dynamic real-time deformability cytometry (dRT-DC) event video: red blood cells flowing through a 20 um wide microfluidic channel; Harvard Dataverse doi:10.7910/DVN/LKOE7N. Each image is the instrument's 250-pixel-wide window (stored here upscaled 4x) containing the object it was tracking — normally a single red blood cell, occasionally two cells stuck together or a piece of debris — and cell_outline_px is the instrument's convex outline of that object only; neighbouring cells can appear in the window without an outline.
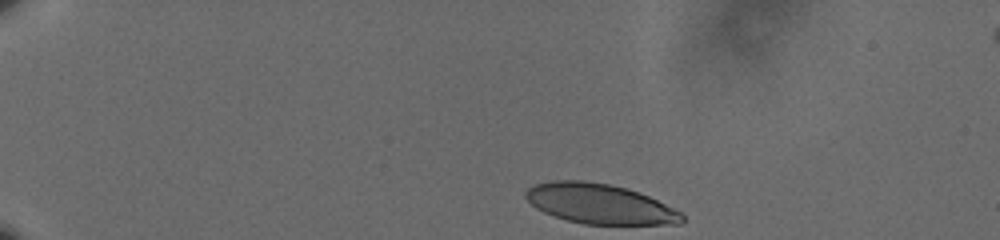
{"species": "human", "species_latin": "Homo sapiens", "temperature_condition": "cold", "stored_images_in_passage": 43, "camera_frame_rate_fps": 3000, "um_per_image_px": 0.085, "donor": {"sex": "male"}, "frame": {"image": 1, "passage_image": 1, "time_ms": 0.0, "image_size_px": [1000, 240], "cell_outline_px": [[684, 220], [680, 224], [584, 224], [568, 220], [544, 212], [536, 208], [524, 196], [524, 192], [528, 188], [536, 184], [552, 180], [584, 180], [608, 184], [628, 188], [640, 192], [680, 212], [684, 216]], "centroid_in_image_um": [50.96, 17.31], "position_along_channel_um": 34.0, "area_um2": 36.18}}
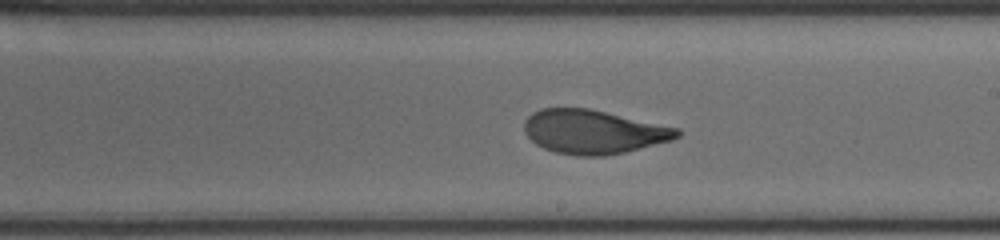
{"frame": {"image": 2, "passage_image": 26, "time_ms": 8.333, "image_size_px": [1000, 240], "cell_outline_px": [[680, 136], [672, 140], [624, 152], [604, 156], [576, 156], [556, 152], [544, 148], [536, 144], [524, 132], [524, 120], [532, 112], [540, 108], [588, 108], [680, 128]], "centroid_in_image_um": [50.43, 11.2], "position_along_channel_um": 238.6, "area_um2": 39.13}}
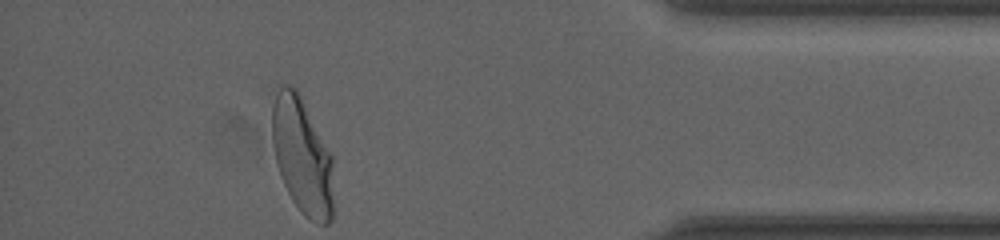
{"frame": {"image": 3, "passage_image": 43, "time_ms": 14.0, "image_size_px": [1000, 240], "cell_outline_px": [[332, 220], [328, 224], [320, 224], [304, 216], [300, 212], [292, 200], [280, 176], [276, 164], [272, 140], [272, 108], [276, 92], [284, 84], [288, 84], [296, 88], [332, 156]], "centroid_in_image_um": [25.67, 13.28], "position_along_channel_um": 409.5, "area_um2": 41.38}, "authors_computed_cell_mechanics": {"area_um2": 39.593, "velocity_mm_per_s": 3.5764, "shape_relaxation_time_tau1_ms": 4.6866, "shape_relaxation_time_tau2_ms": 0.8638, "deformation_change_tau1": 0.175, "deformation_change_tau2": 0.0701}}